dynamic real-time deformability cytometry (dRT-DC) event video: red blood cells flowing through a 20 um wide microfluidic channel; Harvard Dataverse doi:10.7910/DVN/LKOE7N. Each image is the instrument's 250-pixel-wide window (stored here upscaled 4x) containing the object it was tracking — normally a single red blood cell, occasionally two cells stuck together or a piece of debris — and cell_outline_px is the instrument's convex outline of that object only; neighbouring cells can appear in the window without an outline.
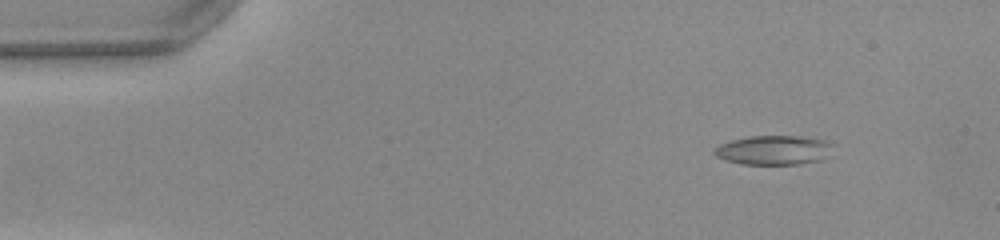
{"species": "common noctule bat (a hibernating species)", "species_latin": "Nyctalus noctula", "temperature_condition": "warm", "stored_images_in_passage": 46, "camera_frame_rate_fps": 3000, "um_per_image_px": 0.085, "animal": {"sex": "female", "body_mass_g": 22.0, "forearm_length_mm": 56.7}, "frame": {"image": 1, "passage_image": 1, "time_ms": 0.0, "image_size_px": [1000, 240], "cell_outline_px": [[832, 144], [824, 160], [800, 164], [740, 164], [724, 160], [716, 156], [712, 152], [720, 144], [728, 140], [748, 136], [800, 136], [824, 140]], "centroid_in_image_um": [65.71, 12.76], "position_along_channel_um": 19.3, "area_um2": 20.35}}
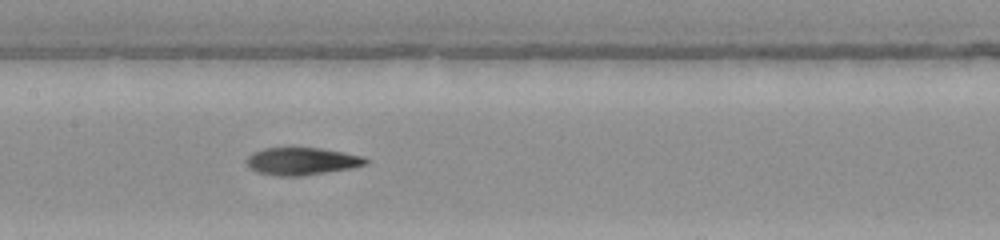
{"frame": {"image": 2, "passage_image": 20, "time_ms": 6.333, "image_size_px": [1000, 240], "cell_outline_px": [[368, 164], [352, 168], [304, 176], [276, 176], [256, 172], [244, 160], [252, 152], [264, 148], [320, 148], [364, 156], [368, 160]], "centroid_in_image_um": [25.66, 13.71], "position_along_channel_um": 181.7, "area_um2": 19.19}}
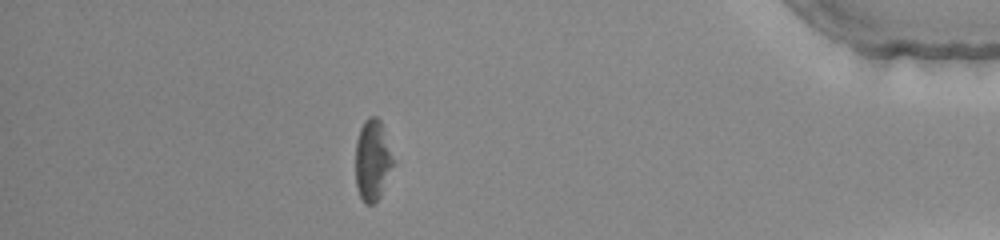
{"frame": {"image": 3, "passage_image": 40, "time_ms": 13.0, "image_size_px": [1000, 240], "cell_outline_px": [[392, 164], [380, 196], [372, 204], [364, 204], [356, 188], [356, 140], [360, 128], [364, 120], [368, 116], [376, 116], [380, 120], [392, 160]], "centroid_in_image_um": [31.6, 13.61], "position_along_channel_um": 403.6, "area_um2": 17.17}, "authors_computed_cell_mechanics": {"area_um2": 19.363, "velocity_mm_per_s": 4.0128, "shape_relaxation_time_tau1_ms": 7.9515, "shape_relaxation_time_tau2_ms": 4.3052, "deformation_change_tau1": 0.2481, "deformation_change_tau2": 0.1512}}